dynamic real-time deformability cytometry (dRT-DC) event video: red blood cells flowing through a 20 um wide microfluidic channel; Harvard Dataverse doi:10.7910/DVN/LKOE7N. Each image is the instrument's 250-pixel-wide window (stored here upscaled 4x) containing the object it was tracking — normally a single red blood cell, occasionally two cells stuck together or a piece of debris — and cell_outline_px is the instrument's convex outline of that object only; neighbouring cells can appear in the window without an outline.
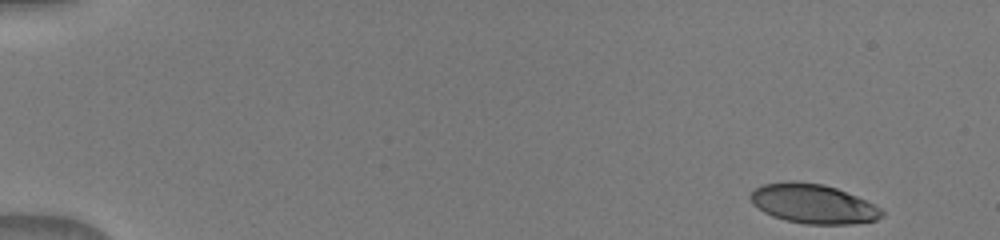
{"species": "human", "species_latin": "Homo sapiens", "temperature_condition": "warm", "stored_images_in_passage": 48, "camera_frame_rate_fps": 3000, "um_per_image_px": 0.085, "donor": {"sex": "male"}, "frame": {"image": 1, "passage_image": 1, "time_ms": 0.0, "image_size_px": [1000, 240], "cell_outline_px": [[884, 216], [876, 220], [852, 224], [804, 224], [784, 220], [772, 216], [764, 212], [752, 204], [748, 196], [756, 188], [764, 184], [788, 180], [792, 180], [824, 184], [836, 188], [856, 196], [880, 208], [884, 212]], "centroid_in_image_um": [69.08, 17.32], "position_along_channel_um": 15.9, "area_um2": 30.29}}
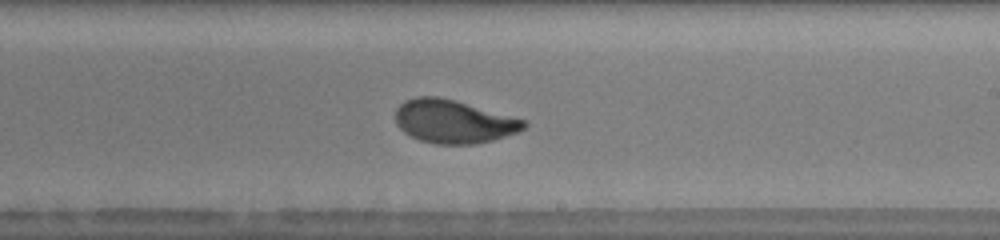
{"frame": {"image": 2, "passage_image": 29, "time_ms": 9.333, "image_size_px": [1000, 240], "cell_outline_px": [[528, 124], [520, 132], [492, 140], [476, 144], [436, 144], [420, 140], [404, 132], [396, 124], [396, 108], [404, 100], [416, 96], [440, 96], [456, 100], [524, 120]], "centroid_in_image_um": [38.54, 10.32], "position_along_channel_um": 250.5, "area_um2": 32.43}}
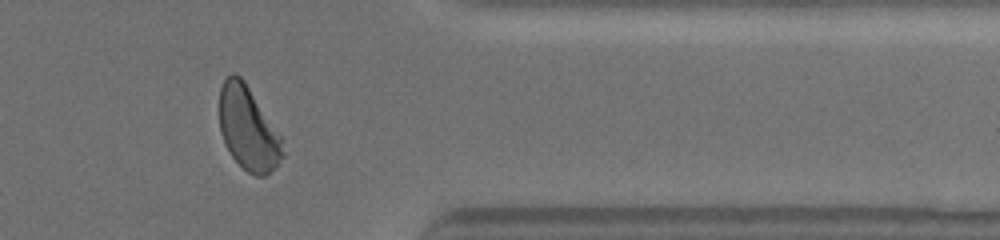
{"frame": {"image": 3, "passage_image": 40, "time_ms": 13.0, "image_size_px": [1000, 240], "cell_outline_px": [[284, 156], [264, 176], [256, 176], [248, 172], [232, 156], [224, 144], [220, 132], [220, 88], [224, 80], [232, 72], [236, 72], [244, 80], [280, 136], [284, 152]], "centroid_in_image_um": [21.06, 10.9], "position_along_channel_um": 390.3, "area_um2": 30.29}}